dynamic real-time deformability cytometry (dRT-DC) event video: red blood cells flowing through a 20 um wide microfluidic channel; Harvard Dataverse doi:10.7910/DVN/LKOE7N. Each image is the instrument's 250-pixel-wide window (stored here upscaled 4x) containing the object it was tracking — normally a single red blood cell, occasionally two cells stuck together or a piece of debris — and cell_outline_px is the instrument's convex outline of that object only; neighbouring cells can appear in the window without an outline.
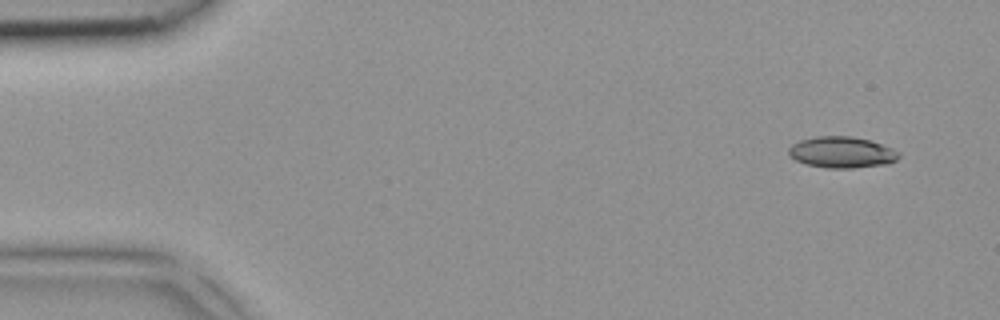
{"species": "common noctule bat (a hibernating species)", "species_latin": "Nyctalus noctula", "temperature_condition": "room temperature", "stored_images_in_passage": 4, "camera_frame_rate_fps": 3000, "um_per_image_px": 0.085, "animal": {"sex": "female", "body_mass_g": 18.4}, "frame": {"image": 1, "passage_image": 1, "time_ms": 0.0, "image_size_px": [1000, 320], "cell_outline_px": [[900, 156], [896, 160], [888, 164], [852, 168], [828, 168], [804, 164], [788, 156], [788, 148], [792, 144], [800, 140], [816, 136], [852, 136], [872, 140], [892, 148], [900, 152]], "centroid_in_image_um": [71.55, 12.94], "position_along_channel_um": 13.4, "area_um2": 20.35}}
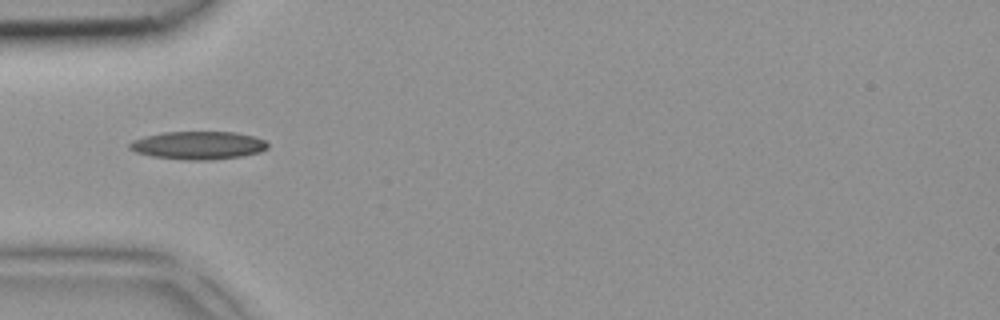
{"frame": {"image": 2, "passage_image": 3, "time_ms": 0.667, "image_size_px": [1000, 320], "cell_outline_px": [[268, 148], [260, 152], [240, 156], [212, 160], [184, 160], [152, 156], [136, 152], [128, 148], [128, 144], [132, 140], [144, 136], [164, 132], [236, 132], [256, 136], [264, 140], [268, 144]], "centroid_in_image_um": [16.84, 12.35], "position_along_channel_um": 68.2, "area_um2": 22.72}}